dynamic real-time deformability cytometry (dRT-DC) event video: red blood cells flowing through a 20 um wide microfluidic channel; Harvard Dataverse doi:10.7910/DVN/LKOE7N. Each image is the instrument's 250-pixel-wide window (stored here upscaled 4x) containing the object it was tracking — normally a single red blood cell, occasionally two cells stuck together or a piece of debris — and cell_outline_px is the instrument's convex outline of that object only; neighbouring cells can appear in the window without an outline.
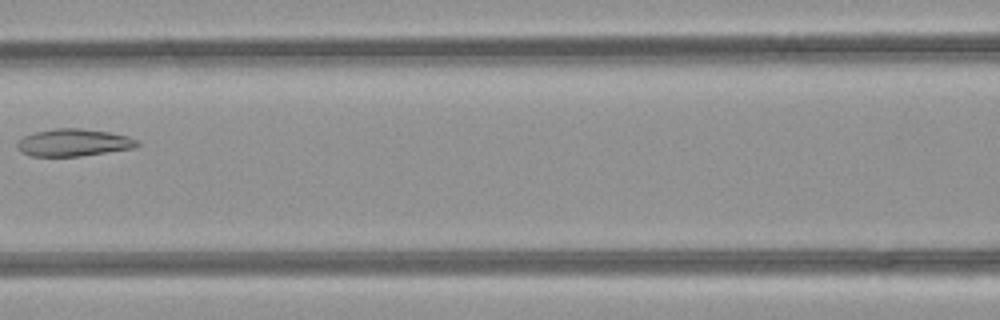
{"species": "common noctule bat (a hibernating species)", "species_latin": "Nyctalus noctula", "temperature_condition": "room temperature", "stored_images_in_passage": 4, "camera_frame_rate_fps": 3000, "um_per_image_px": 0.085, "animal": {"sex": "female", "body_mass_g": 21.9}, "frame": {"image": 1, "passage_image": 4, "time_ms": 1.0, "image_size_px": [1000, 320], "cell_outline_px": [[140, 144], [132, 148], [80, 156], [32, 156], [20, 152], [16, 148], [16, 144], [24, 136], [36, 132], [56, 128], [80, 128], [108, 132], [128, 136], [136, 140]], "centroid_in_image_um": [6.21, 12.12], "position_along_channel_um": 160.4, "area_um2": 18.9}}